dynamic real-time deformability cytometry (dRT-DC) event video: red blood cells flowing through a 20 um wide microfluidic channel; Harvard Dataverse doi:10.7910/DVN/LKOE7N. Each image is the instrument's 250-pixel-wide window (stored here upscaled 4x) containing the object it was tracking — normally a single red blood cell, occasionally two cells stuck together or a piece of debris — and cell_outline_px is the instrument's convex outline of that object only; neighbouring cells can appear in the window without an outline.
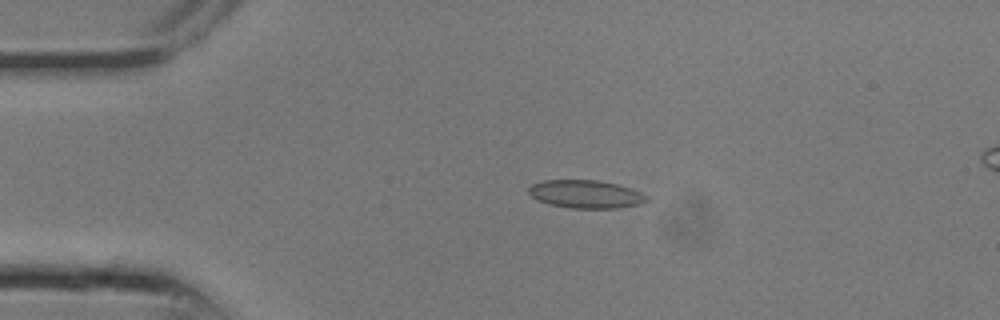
{"species": "common noctule bat (a hibernating species)", "species_latin": "Nyctalus noctula", "temperature_condition": "room temperature", "stored_images_in_passage": 10, "camera_frame_rate_fps": 3000, "um_per_image_px": 0.085, "animal": {"sex": "male", "body_mass_g": 13.3}, "frame": {"image": 1, "passage_image": 5, "time_ms": 1.333, "image_size_px": [1000, 320], "cell_outline_px": [[648, 200], [640, 204], [620, 208], [568, 208], [548, 204], [536, 200], [528, 192], [528, 188], [532, 184], [544, 180], [596, 180], [616, 184], [640, 192], [648, 196]], "centroid_in_image_um": [49.76, 16.51], "position_along_channel_um": 35.2, "area_um2": 19.31}}
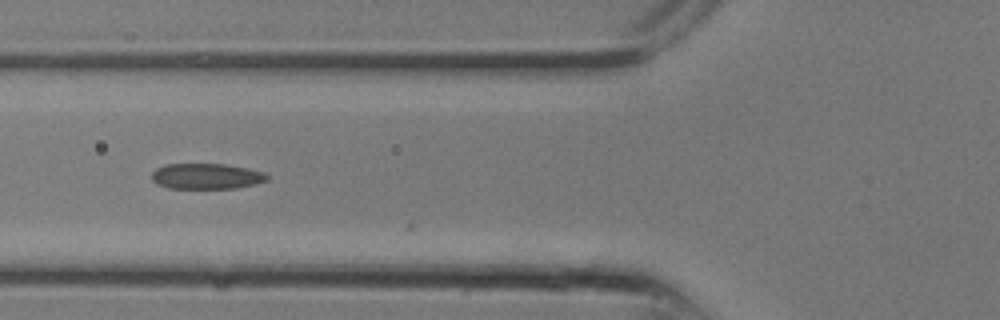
{"frame": {"image": 2, "passage_image": 9, "time_ms": 2.667, "image_size_px": [1000, 320], "cell_outline_px": [[268, 180], [256, 184], [236, 188], [168, 188], [156, 184], [152, 180], [152, 172], [156, 168], [164, 164], [224, 164], [248, 168], [264, 172], [268, 176]], "centroid_in_image_um": [17.54, 14.98], "position_along_channel_um": 108.3, "area_um2": 17.34}}